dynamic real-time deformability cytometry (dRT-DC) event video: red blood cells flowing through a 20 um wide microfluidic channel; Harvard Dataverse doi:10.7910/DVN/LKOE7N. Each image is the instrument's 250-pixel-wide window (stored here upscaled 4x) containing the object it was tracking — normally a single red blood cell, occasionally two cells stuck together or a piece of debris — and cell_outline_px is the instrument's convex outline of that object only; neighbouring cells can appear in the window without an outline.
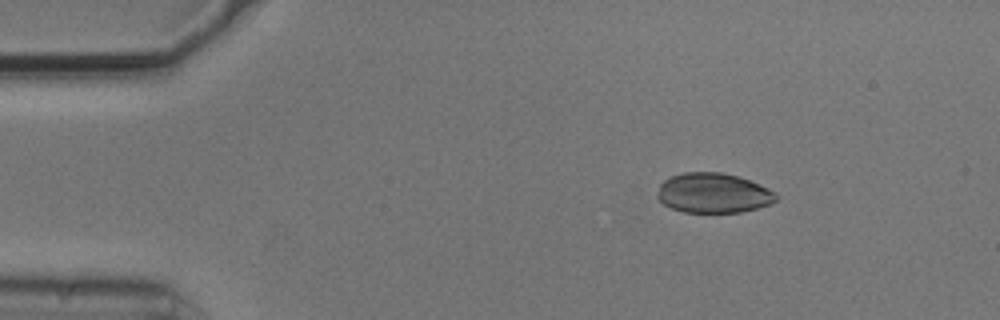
{"species": "common noctule bat (a hibernating species)", "species_latin": "Nyctalus noctula", "temperature_condition": "cold", "stored_images_in_passage": 3, "camera_frame_rate_fps": 3000, "um_per_image_px": 0.085, "animal": {"sex": "male", "body_mass_g": 20.5, "forearm_length_mm": 52.5}, "frame": {"image": 1, "passage_image": 1, "time_ms": 0.0, "image_size_px": [1000, 320], "cell_outline_px": [[780, 196], [772, 204], [740, 212], [684, 212], [672, 208], [664, 204], [656, 196], [660, 184], [664, 180], [672, 176], [684, 172], [720, 172], [736, 176], [760, 184], [776, 192]], "centroid_in_image_um": [60.65, 16.41], "position_along_channel_um": 24.3, "area_um2": 27.57}}